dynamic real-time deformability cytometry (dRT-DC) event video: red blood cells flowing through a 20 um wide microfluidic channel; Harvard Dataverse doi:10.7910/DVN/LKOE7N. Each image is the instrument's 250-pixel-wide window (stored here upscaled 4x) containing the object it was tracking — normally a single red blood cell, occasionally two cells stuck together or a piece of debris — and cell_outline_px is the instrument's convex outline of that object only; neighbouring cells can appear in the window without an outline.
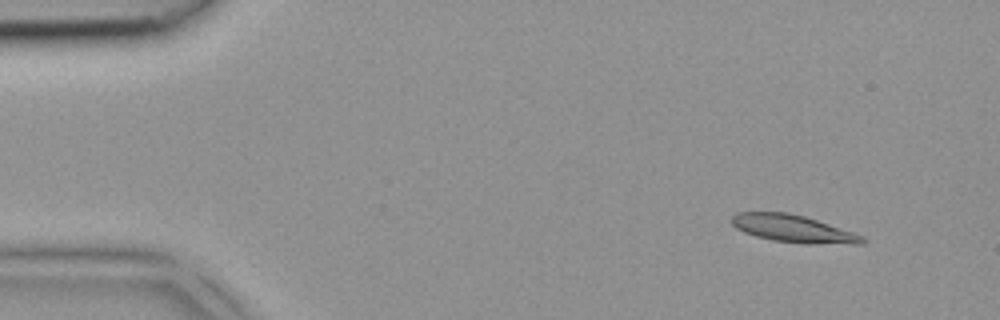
{"species": "common noctule bat (a hibernating species)", "species_latin": "Nyctalus noctula", "temperature_condition": "room temperature", "stored_images_in_passage": 3, "camera_frame_rate_fps": 3000, "um_per_image_px": 0.085, "animal": {"sex": "female", "body_mass_g": 18.4}, "frame": {"image": 1, "passage_image": 1, "time_ms": 0.0, "image_size_px": [1000, 320], "cell_outline_px": [[868, 240], [864, 244], [808, 244], [772, 240], [756, 236], [744, 232], [736, 228], [728, 220], [736, 212], [788, 212], [804, 216], [864, 236]], "centroid_in_image_um": [67.41, 19.44], "position_along_channel_um": 17.6, "area_um2": 20.98}}